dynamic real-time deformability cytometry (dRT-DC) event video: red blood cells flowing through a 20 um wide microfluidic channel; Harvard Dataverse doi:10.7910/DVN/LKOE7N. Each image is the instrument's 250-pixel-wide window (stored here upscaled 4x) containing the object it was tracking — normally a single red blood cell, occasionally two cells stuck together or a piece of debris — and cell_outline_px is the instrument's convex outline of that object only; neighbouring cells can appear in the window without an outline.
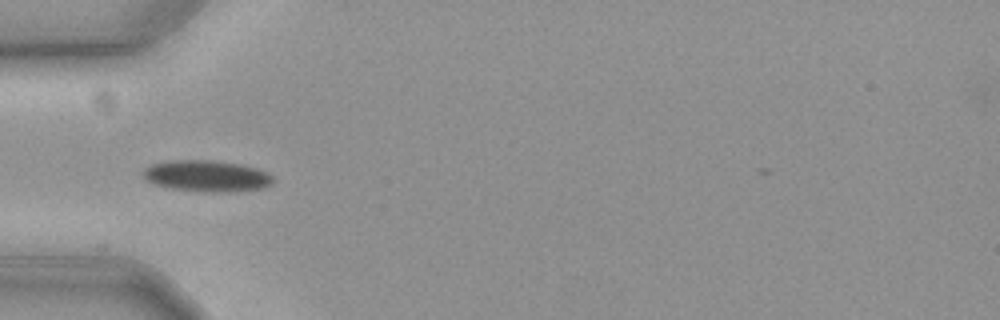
{"species": "common noctule bat (a hibernating species)", "species_latin": "Nyctalus noctula", "temperature_condition": "cold", "stored_images_in_passage": 10, "camera_frame_rate_fps": 3000, "um_per_image_px": 0.085, "animal": {"sex": "female", "body_mass_g": 19.3, "forearm_length_mm": 54.1}, "frame": {"image": 1, "passage_image": 1, "time_ms": 0.0, "image_size_px": [1000, 320], "cell_outline_px": [[272, 184], [264, 188], [228, 192], [204, 192], [168, 188], [152, 184], [144, 180], [144, 168], [152, 164], [168, 160], [212, 160], [244, 164], [268, 172], [272, 176]], "centroid_in_image_um": [17.56, 14.96], "position_along_channel_um": 67.4, "area_um2": 24.1}}
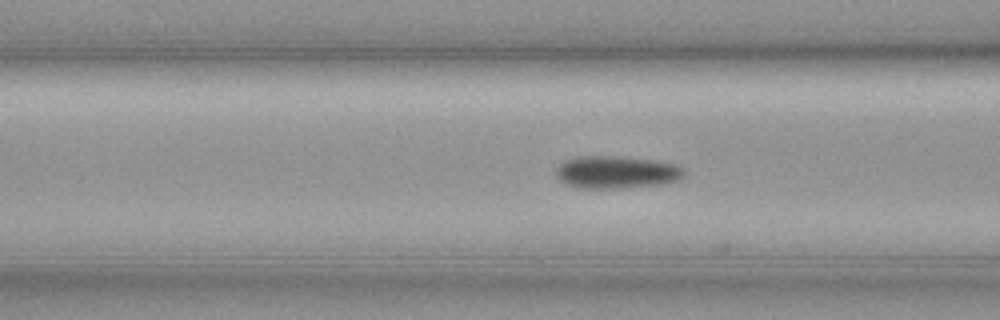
{"frame": {"image": 2, "passage_image": 5, "time_ms": 1.333, "image_size_px": [1000, 320], "cell_outline_px": [[684, 176], [680, 180], [664, 184], [620, 188], [580, 188], [564, 184], [556, 176], [556, 168], [564, 160], [580, 156], [616, 156], [652, 160], [680, 164], [684, 168]], "centroid_in_image_um": [52.42, 14.64], "position_along_channel_um": 114.2, "area_um2": 24.57}}
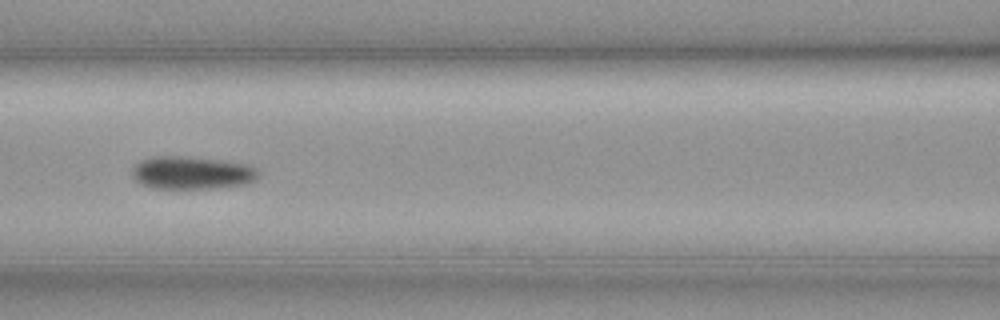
{"frame": {"image": 3, "passage_image": 8, "time_ms": 2.333, "image_size_px": [1000, 320], "cell_outline_px": [[260, 176], [256, 180], [244, 184], [212, 188], [152, 188], [140, 184], [132, 176], [132, 168], [140, 160], [152, 156], [192, 156], [224, 160], [248, 164], [256, 168], [260, 172]], "centroid_in_image_um": [16.32, 14.67], "position_along_channel_um": 150.3, "area_um2": 24.57}}